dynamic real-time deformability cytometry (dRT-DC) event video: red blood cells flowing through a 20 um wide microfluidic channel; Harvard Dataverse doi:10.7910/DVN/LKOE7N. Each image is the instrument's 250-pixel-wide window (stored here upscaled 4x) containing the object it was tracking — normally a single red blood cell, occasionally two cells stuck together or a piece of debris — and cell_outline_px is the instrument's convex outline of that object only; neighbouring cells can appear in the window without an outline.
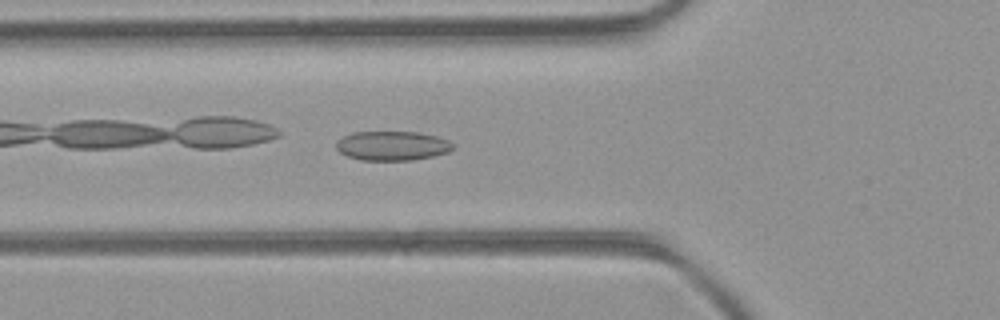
{"species": "common noctule bat (a hibernating species)", "species_latin": "Nyctalus noctula", "temperature_condition": "room temperature", "stored_images_in_passage": 31, "camera_frame_rate_fps": 3000, "um_per_image_px": 0.085, "animal": {"sex": "female", "body_mass_g": 21.9}, "frame": {"image": 1, "passage_image": 3, "time_ms": 0.667, "image_size_px": [1000, 320], "cell_outline_px": [[452, 148], [448, 152], [432, 156], [412, 160], [360, 160], [348, 156], [340, 152], [336, 148], [336, 140], [352, 132], [416, 132], [440, 136], [448, 140], [452, 144]], "centroid_in_image_um": [33.32, 12.38], "position_along_channel_um": 92.5, "area_um2": 19.94}}
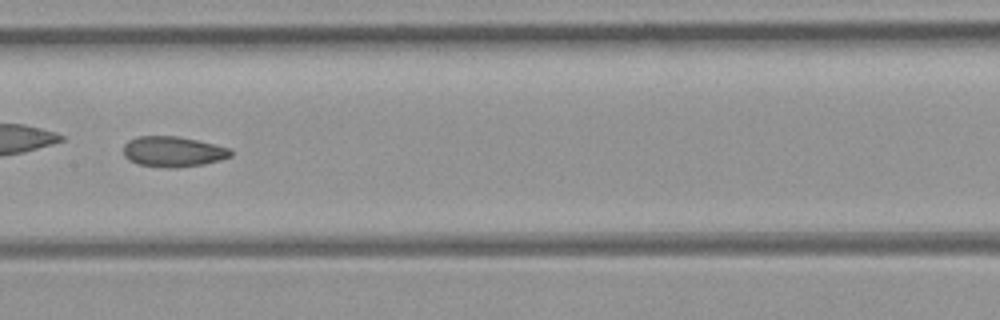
{"frame": {"image": 2, "passage_image": 10, "time_ms": 3.0, "image_size_px": [1000, 320], "cell_outline_px": [[232, 156], [220, 160], [204, 164], [176, 168], [168, 168], [140, 164], [128, 160], [124, 156], [124, 144], [128, 140], [136, 136], [176, 136], [196, 140], [232, 148]], "centroid_in_image_um": [14.72, 12.89], "position_along_channel_um": 192.7, "area_um2": 19.13}}
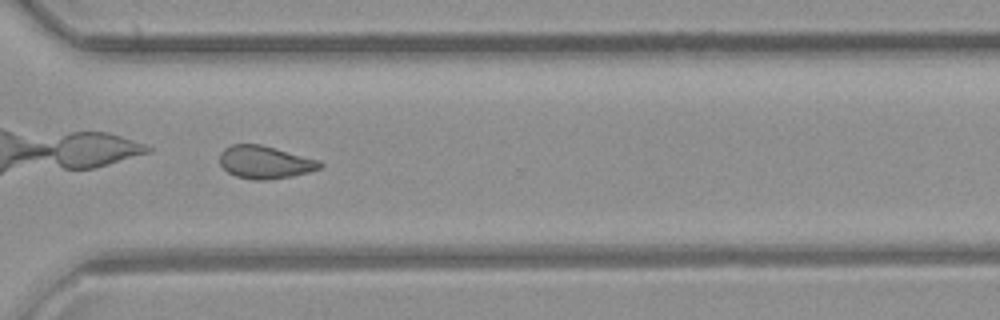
{"frame": {"image": 3, "passage_image": 21, "time_ms": 6.667, "image_size_px": [1000, 320], "cell_outline_px": [[324, 164], [320, 168], [308, 172], [292, 176], [268, 180], [252, 180], [236, 176], [228, 172], [220, 164], [220, 152], [224, 148], [232, 144], [260, 144], [320, 160]], "centroid_in_image_um": [22.52, 13.79], "position_along_channel_um": 348.1, "area_um2": 19.19}, "authors_computed_cell_mechanics": {"area_um2": 19.363, "velocity_mm_per_s": 4.2521, "shape_relaxation_time_tau1_ms": null, "shape_relaxation_time_tau2_ms": 4.8399, "deformation_change_tau1": null, "deformation_change_tau2": 0.1074}}